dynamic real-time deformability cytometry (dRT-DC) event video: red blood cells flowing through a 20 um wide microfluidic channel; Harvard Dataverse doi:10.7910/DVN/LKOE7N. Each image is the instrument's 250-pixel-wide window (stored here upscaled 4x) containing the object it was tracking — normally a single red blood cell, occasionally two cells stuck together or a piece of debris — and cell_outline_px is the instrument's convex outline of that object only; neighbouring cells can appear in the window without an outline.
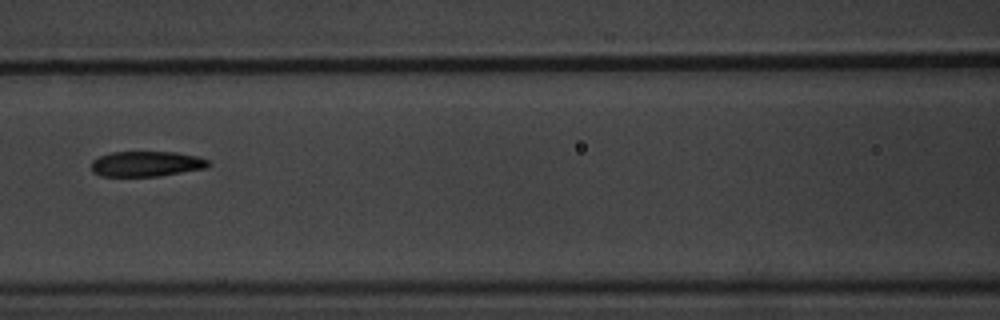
{"species": "common noctule bat (a hibernating species)", "species_latin": "Nyctalus noctula", "temperature_condition": "warm", "stored_images_in_passage": 9, "camera_frame_rate_fps": 3000, "um_per_image_px": 0.085, "animal": {"sex": "male", "body_mass_g": 20.1, "forearm_length_mm": 53.5}, "frame": {"image": 1, "passage_image": 7, "time_ms": 7.333, "image_size_px": [1000, 320], "cell_outline_px": [[212, 164], [208, 168], [160, 176], [100, 176], [92, 172], [92, 160], [100, 156], [112, 152], [176, 152], [196, 156], [208, 160]], "centroid_in_image_um": [12.47, 13.93], "position_along_channel_um": 154.1, "area_um2": 17.4}}
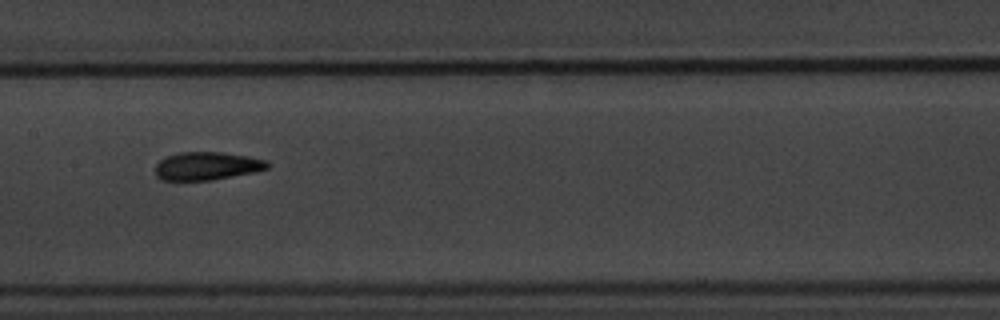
{"frame": {"image": 2, "passage_image": 8, "time_ms": 8.333, "image_size_px": [1000, 320], "cell_outline_px": [[268, 168], [252, 172], [212, 180], [160, 180], [156, 176], [156, 164], [160, 160], [168, 156], [180, 152], [224, 152], [248, 156], [268, 160]], "centroid_in_image_um": [17.58, 14.1], "position_along_channel_um": 189.8, "area_um2": 18.26}}